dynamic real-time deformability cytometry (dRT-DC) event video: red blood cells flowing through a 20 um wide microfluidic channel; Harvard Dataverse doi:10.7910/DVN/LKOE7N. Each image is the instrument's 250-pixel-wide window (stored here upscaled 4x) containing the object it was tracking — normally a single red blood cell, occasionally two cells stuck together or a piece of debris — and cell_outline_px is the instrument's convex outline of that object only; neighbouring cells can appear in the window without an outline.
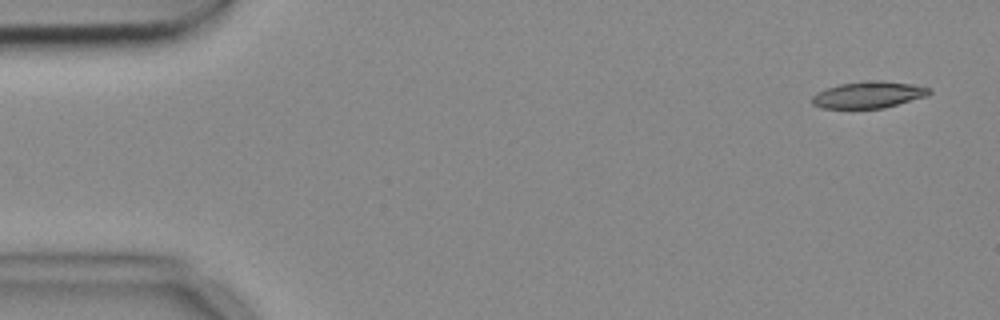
{"species": "common noctule bat (a hibernating species)", "species_latin": "Nyctalus noctula", "temperature_condition": "cold", "stored_images_in_passage": 5, "camera_frame_rate_fps": 3000, "um_per_image_px": 0.085, "animal": {"sex": "female", "body_mass_g": 18.4}, "frame": {"image": 1, "passage_image": 1, "time_ms": 0.0, "image_size_px": [1000, 320], "cell_outline_px": [[932, 92], [928, 96], [884, 108], [820, 108], [812, 104], [812, 96], [816, 92], [840, 84], [860, 80], [880, 80], [912, 84], [932, 88]], "centroid_in_image_um": [73.85, 8.04], "position_along_channel_um": 11.2, "area_um2": 18.44}}
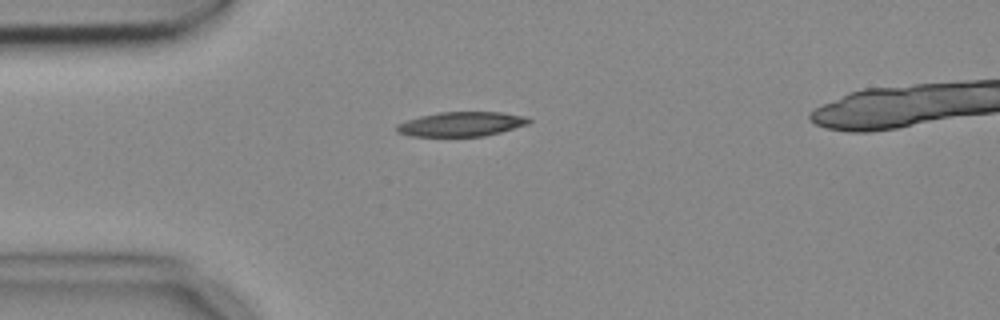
{"frame": {"image": 2, "passage_image": 4, "time_ms": 1.0, "image_size_px": [1000, 320], "cell_outline_px": [[532, 120], [528, 124], [500, 132], [484, 136], [412, 136], [396, 132], [396, 124], [420, 116], [440, 112], [500, 112], [528, 116]], "centroid_in_image_um": [39.23, 10.54], "position_along_channel_um": 45.8, "area_um2": 18.84}}